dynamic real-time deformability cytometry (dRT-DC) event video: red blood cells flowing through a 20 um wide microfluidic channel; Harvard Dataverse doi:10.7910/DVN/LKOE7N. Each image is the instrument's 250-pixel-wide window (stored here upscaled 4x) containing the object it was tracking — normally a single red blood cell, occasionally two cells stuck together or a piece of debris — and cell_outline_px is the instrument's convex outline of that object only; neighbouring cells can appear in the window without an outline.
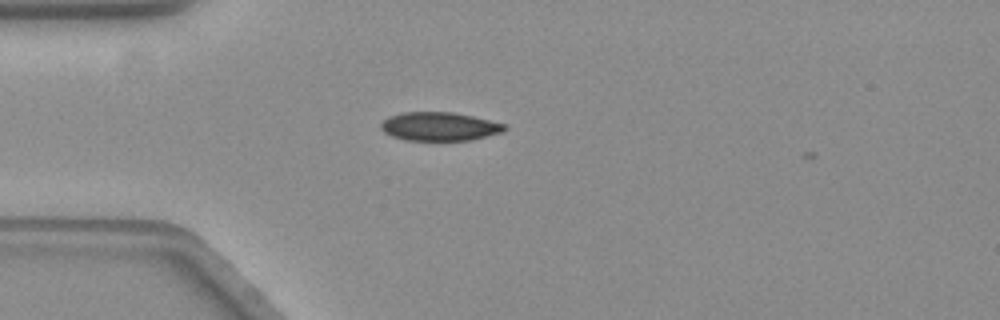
{"species": "common noctule bat (a hibernating species)", "species_latin": "Nyctalus noctula", "temperature_condition": "warm", "stored_images_in_passage": 2, "camera_frame_rate_fps": 3000, "um_per_image_px": 0.085, "animal": {"sex": "female", "body_mass_g": 19.3, "forearm_length_mm": 54.1}, "frame": {"image": 1, "passage_image": 1, "time_ms": 0.0, "image_size_px": [1000, 320], "cell_outline_px": [[508, 128], [504, 132], [472, 140], [404, 140], [392, 136], [384, 132], [380, 128], [380, 124], [388, 116], [404, 112], [452, 112], [472, 116], [504, 124]], "centroid_in_image_um": [37.35, 10.75], "position_along_channel_um": 47.7, "area_um2": 20.63}}